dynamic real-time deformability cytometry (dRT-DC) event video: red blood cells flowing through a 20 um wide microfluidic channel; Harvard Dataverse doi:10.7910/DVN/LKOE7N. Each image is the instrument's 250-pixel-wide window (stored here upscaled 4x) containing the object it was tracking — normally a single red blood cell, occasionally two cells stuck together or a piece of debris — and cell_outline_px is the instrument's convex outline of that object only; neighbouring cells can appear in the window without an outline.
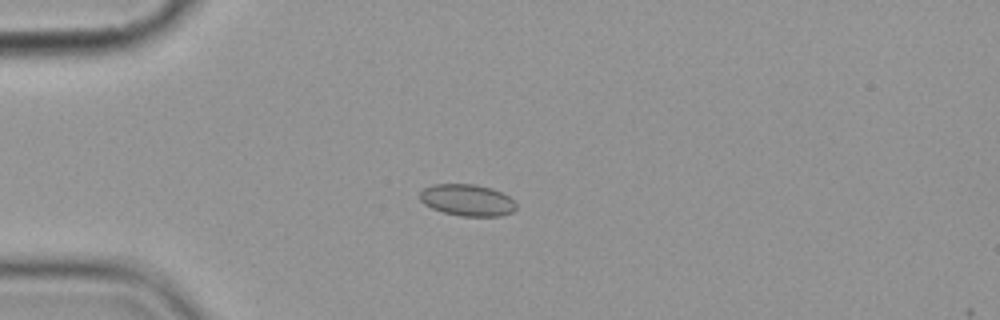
{"species": "common noctule bat (a hibernating species)", "species_latin": "Nyctalus noctula", "temperature_condition": "cold", "stored_images_in_passage": 5, "camera_frame_rate_fps": 3000, "um_per_image_px": 0.085, "animal": {"sex": "female", "body_mass_g": 19.9}, "frame": {"image": 1, "passage_image": 4, "time_ms": 3.667, "image_size_px": [1000, 320], "cell_outline_px": [[516, 208], [512, 212], [500, 216], [460, 216], [444, 212], [432, 208], [424, 204], [420, 200], [420, 192], [424, 188], [432, 184], [476, 184], [492, 188], [508, 196], [516, 204]], "centroid_in_image_um": [39.7, 17.0], "position_along_channel_um": 45.3, "area_um2": 17.74}}